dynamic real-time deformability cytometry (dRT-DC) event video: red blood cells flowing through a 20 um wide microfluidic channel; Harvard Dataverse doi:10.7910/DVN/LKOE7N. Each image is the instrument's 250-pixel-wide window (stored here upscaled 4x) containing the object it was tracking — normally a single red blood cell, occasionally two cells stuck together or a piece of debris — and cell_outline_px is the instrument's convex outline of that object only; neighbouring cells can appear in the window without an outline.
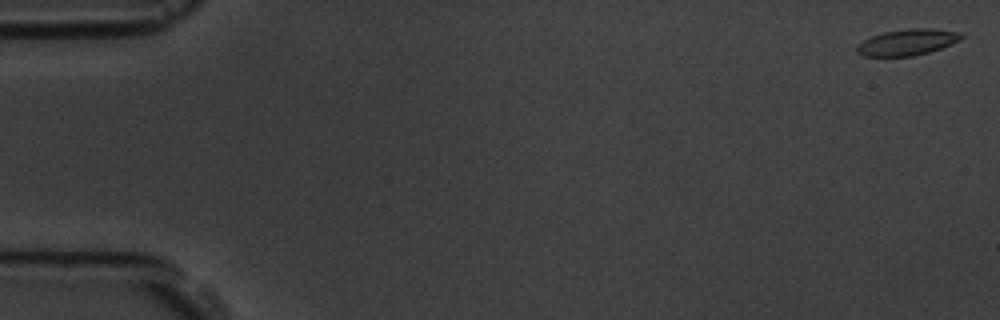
{"species": "common noctule bat (a hibernating species)", "species_latin": "Nyctalus noctula", "temperature_condition": "room temperature", "stored_images_in_passage": 7, "camera_frame_rate_fps": 3000, "um_per_image_px": 0.085, "animal": {"sex": "male", "body_mass_g": 19.5, "forearm_length_mm": 54.6}, "frame": {"image": 1, "passage_image": 1, "time_ms": 0.0, "image_size_px": [1000, 320], "cell_outline_px": [[964, 36], [960, 40], [940, 48], [928, 52], [912, 56], [864, 56], [856, 52], [856, 48], [864, 40], [872, 36], [884, 32], [904, 28], [932, 28], [960, 32]], "centroid_in_image_um": [77.13, 3.57], "position_along_channel_um": 7.9, "area_um2": 15.84}}
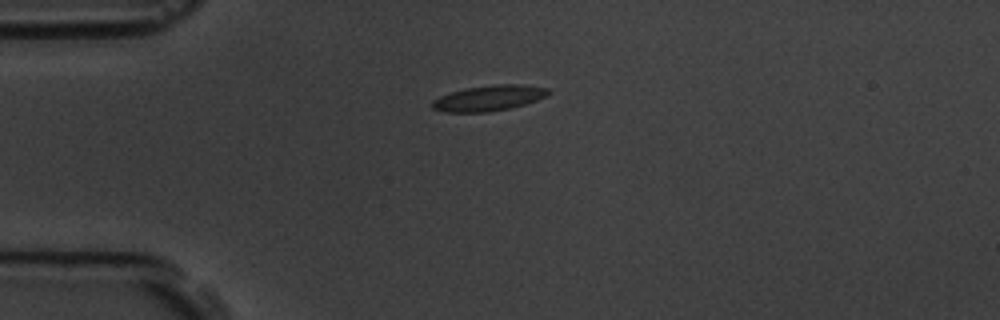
{"frame": {"image": 2, "passage_image": 5, "time_ms": 4.333, "image_size_px": [1000, 320], "cell_outline_px": [[552, 92], [548, 96], [512, 108], [488, 112], [444, 112], [432, 108], [432, 100], [440, 96], [464, 88], [492, 84], [524, 84], [548, 88]], "centroid_in_image_um": [41.59, 8.33], "position_along_channel_um": 43.4, "area_um2": 17.51}}
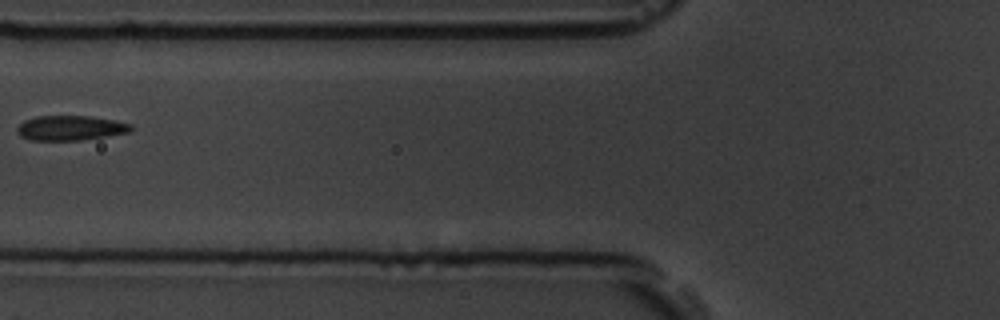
{"frame": {"image": 3, "passage_image": 7, "time_ms": 7.0, "image_size_px": [1000, 320], "cell_outline_px": [[132, 128], [128, 132], [84, 140], [28, 140], [20, 136], [16, 132], [16, 128], [24, 120], [36, 116], [88, 116], [116, 120], [132, 124]], "centroid_in_image_um": [5.95, 10.88], "position_along_channel_um": 119.8, "area_um2": 16.53}}